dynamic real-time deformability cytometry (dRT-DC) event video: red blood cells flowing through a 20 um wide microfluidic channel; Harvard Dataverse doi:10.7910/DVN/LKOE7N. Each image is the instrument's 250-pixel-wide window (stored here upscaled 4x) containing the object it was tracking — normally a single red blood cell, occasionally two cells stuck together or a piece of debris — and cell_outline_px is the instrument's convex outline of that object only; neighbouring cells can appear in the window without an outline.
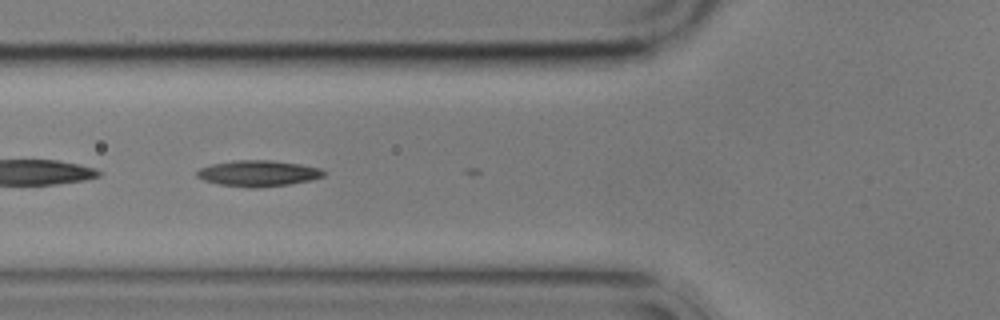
{"species": "common noctule bat (a hibernating species)", "species_latin": "Nyctalus noctula", "temperature_condition": "cold", "stored_images_in_passage": 7, "camera_frame_rate_fps": 3000, "um_per_image_px": 0.085, "animal": {"sex": "male", "body_mass_g": 17.9}, "frame": {"image": 1, "passage_image": 6, "time_ms": 5.667, "image_size_px": [1000, 320], "cell_outline_px": [[328, 172], [324, 176], [312, 180], [288, 184], [256, 188], [248, 188], [220, 184], [204, 180], [196, 176], [196, 172], [200, 168], [212, 164], [232, 160], [272, 160], [300, 164], [320, 168]], "centroid_in_image_um": [21.97, 14.73], "position_along_channel_um": 103.8, "area_um2": 19.31}}